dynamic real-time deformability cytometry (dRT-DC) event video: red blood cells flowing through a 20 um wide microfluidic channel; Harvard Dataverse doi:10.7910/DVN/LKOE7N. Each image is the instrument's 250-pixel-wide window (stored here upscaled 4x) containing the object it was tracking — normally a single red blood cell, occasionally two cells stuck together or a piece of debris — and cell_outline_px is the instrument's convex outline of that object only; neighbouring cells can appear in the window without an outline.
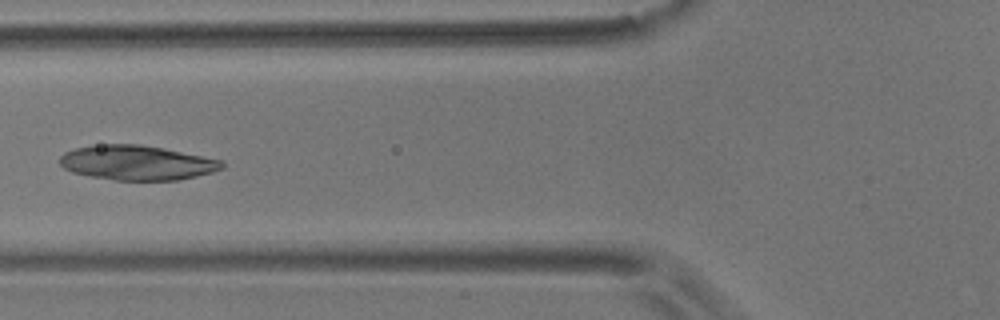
{"species": "common noctule bat (a hibernating species)", "species_latin": "Nyctalus noctula", "temperature_condition": "room temperature", "stored_images_in_passage": 7, "camera_frame_rate_fps": 3000, "um_per_image_px": 0.085, "animal": {"sex": "male", "body_mass_g": 17.9}, "frame": {"image": 1, "passage_image": 7, "time_ms": 7.0, "image_size_px": [1000, 320], "cell_outline_px": [[224, 168], [212, 172], [196, 176], [176, 180], [116, 180], [92, 176], [72, 172], [64, 168], [60, 164], [60, 156], [64, 152], [76, 148], [104, 144], [140, 144], [164, 148], [224, 160]], "centroid_in_image_um": [11.67, 13.82], "position_along_channel_um": 114.1, "area_um2": 32.71}}